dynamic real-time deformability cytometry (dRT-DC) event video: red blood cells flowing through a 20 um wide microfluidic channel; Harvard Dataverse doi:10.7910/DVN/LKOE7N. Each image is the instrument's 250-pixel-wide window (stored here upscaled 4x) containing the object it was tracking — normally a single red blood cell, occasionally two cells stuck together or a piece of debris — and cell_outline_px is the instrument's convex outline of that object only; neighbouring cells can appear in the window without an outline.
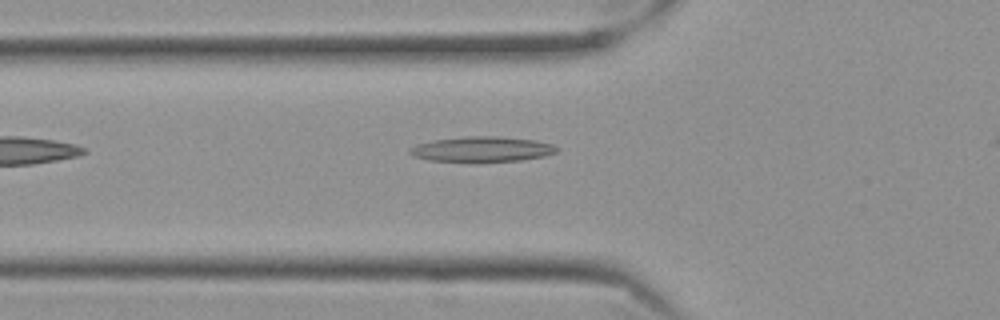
{"species": "Egyptian fruit bat (a non-hibernating species)", "species_latin": "Rousettus aegyptiacus", "temperature_condition": "cold", "stored_images_in_passage": 32, "camera_frame_rate_fps": 3000, "um_per_image_px": 0.085, "frame": {"image": 1, "passage_image": 3, "time_ms": 0.667, "image_size_px": [1000, 320], "cell_outline_px": [[560, 148], [556, 152], [544, 156], [520, 160], [428, 160], [412, 156], [408, 152], [408, 148], [416, 144], [432, 140], [464, 136], [500, 136], [536, 140], [552, 144]], "centroid_in_image_um": [40.95, 12.65], "position_along_channel_um": 84.9, "area_um2": 21.27}}
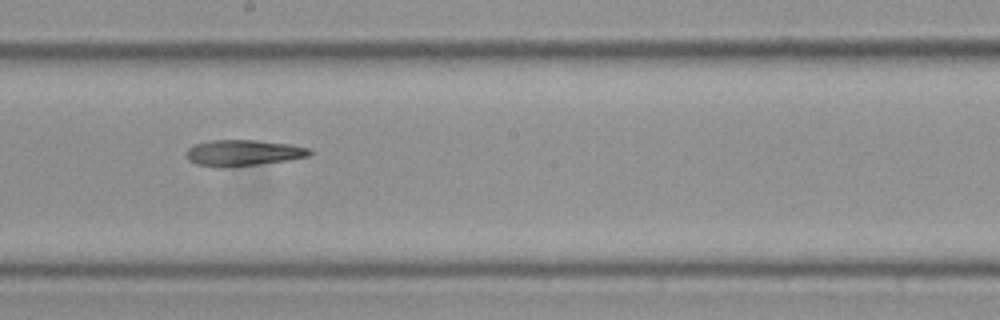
{"frame": {"image": 2, "passage_image": 15, "time_ms": 4.667, "image_size_px": [1000, 320], "cell_outline_px": [[312, 152], [308, 156], [288, 160], [256, 164], [196, 164], [188, 160], [184, 152], [192, 144], [208, 140], [260, 140], [288, 144], [308, 148]], "centroid_in_image_um": [20.66, 12.93], "position_along_channel_um": 227.5, "area_um2": 17.98}}
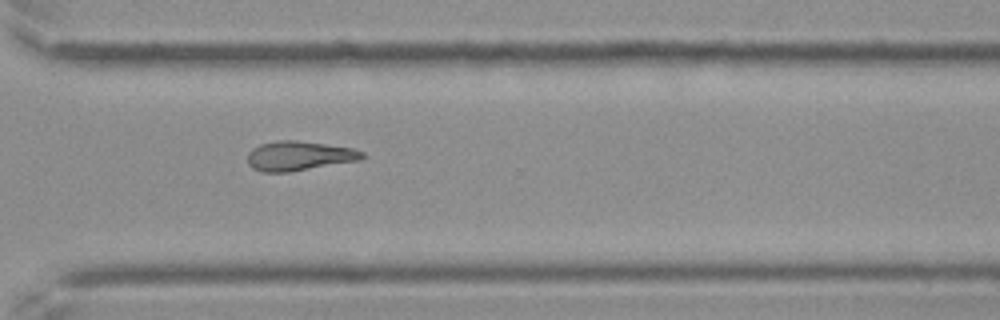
{"frame": {"image": 3, "passage_image": 25, "time_ms": 8.0, "image_size_px": [1000, 320], "cell_outline_px": [[364, 156], [360, 160], [288, 172], [264, 172], [252, 168], [248, 164], [248, 152], [252, 148], [260, 144], [276, 140], [296, 140], [352, 148], [364, 152]], "centroid_in_image_um": [25.38, 13.24], "position_along_channel_um": 345.2, "area_um2": 19.59}}